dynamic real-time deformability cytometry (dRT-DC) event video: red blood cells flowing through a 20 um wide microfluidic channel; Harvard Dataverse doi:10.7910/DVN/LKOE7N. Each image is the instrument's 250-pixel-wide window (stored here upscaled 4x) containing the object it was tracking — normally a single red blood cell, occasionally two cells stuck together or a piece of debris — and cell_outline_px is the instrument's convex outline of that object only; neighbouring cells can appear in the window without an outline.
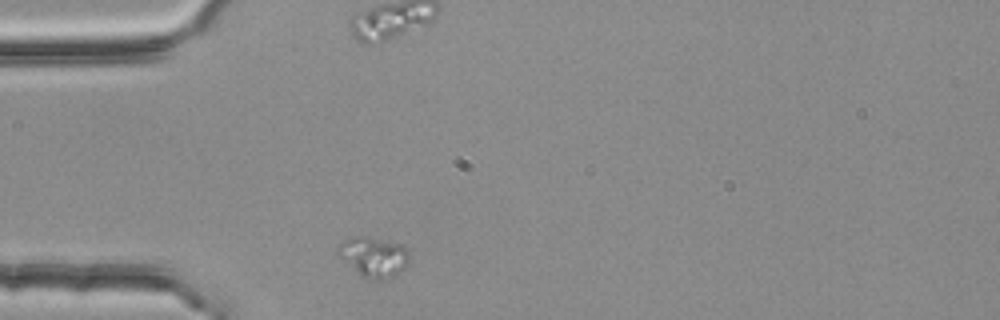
{"species": "common noctule bat (a hibernating species)", "species_latin": "Nyctalus noctula", "temperature_condition": "room temperature", "stored_images_in_passage": 6, "camera_frame_rate_fps": 3000, "um_per_image_px": 0.085, "animal": {"sex": "female", "body_mass_g": 25.1}, "frame": {"image": 1, "passage_image": 6, "time_ms": 1.667, "image_size_px": [1000, 320], "cell_outline_px": [[408, 264], [400, 272], [392, 276], [380, 280], [364, 276], [336, 256], [336, 248], [344, 240], [356, 236], [364, 236], [404, 244], [408, 248]], "centroid_in_image_um": [31.76, 21.8], "position_along_channel_um": 53.2, "area_um2": 16.53}}